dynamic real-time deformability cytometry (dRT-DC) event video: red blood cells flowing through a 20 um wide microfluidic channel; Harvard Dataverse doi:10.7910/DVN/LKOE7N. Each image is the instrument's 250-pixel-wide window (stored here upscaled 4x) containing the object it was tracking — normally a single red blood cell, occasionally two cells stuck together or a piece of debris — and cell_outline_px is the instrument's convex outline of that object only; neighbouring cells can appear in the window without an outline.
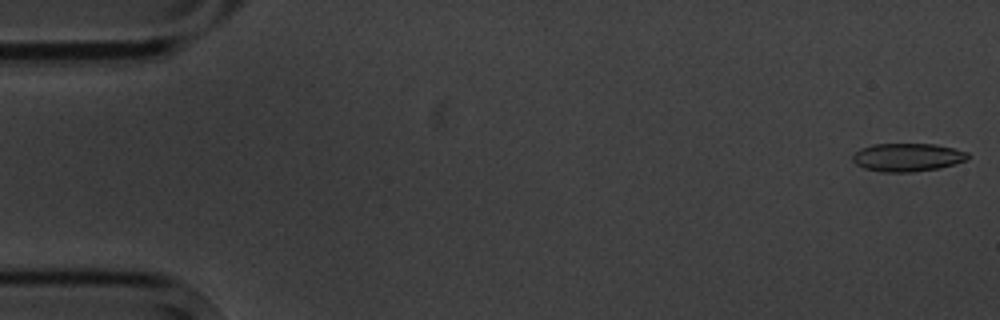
{"species": "common noctule bat (a hibernating species)", "species_latin": "Nyctalus noctula", "temperature_condition": "cold", "stored_images_in_passage": 5, "camera_frame_rate_fps": 3000, "um_per_image_px": 0.085, "animal": {"sex": "male", "body_mass_g": 20.1, "forearm_length_mm": 53.5}, "frame": {"image": 1, "passage_image": 1, "time_ms": 0.0, "image_size_px": [1000, 320], "cell_outline_px": [[968, 156], [964, 160], [940, 168], [912, 172], [880, 172], [864, 168], [856, 164], [852, 160], [852, 156], [860, 148], [872, 144], [936, 144], [968, 152]], "centroid_in_image_um": [77.08, 13.37], "position_along_channel_um": 7.9, "area_um2": 18.84}}
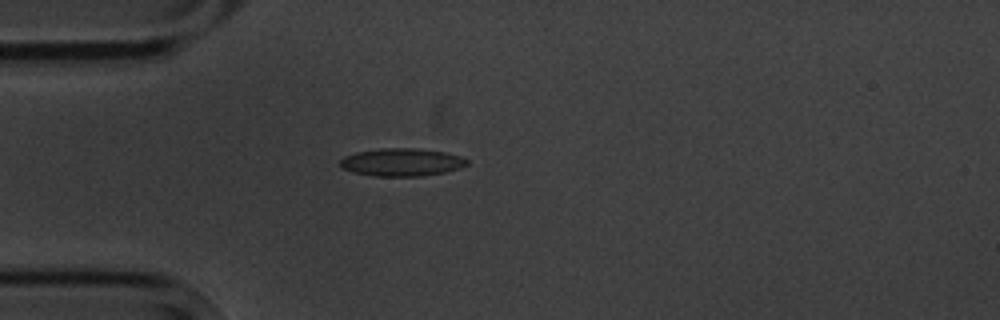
{"frame": {"image": 2, "passage_image": 5, "time_ms": 4.667, "image_size_px": [1000, 320], "cell_outline_px": [[468, 164], [460, 168], [444, 172], [420, 176], [372, 176], [352, 172], [340, 168], [340, 160], [344, 156], [356, 152], [384, 148], [412, 148], [444, 152], [460, 156], [468, 160]], "centroid_in_image_um": [34.11, 13.79], "position_along_channel_um": 50.9, "area_um2": 20.52}}